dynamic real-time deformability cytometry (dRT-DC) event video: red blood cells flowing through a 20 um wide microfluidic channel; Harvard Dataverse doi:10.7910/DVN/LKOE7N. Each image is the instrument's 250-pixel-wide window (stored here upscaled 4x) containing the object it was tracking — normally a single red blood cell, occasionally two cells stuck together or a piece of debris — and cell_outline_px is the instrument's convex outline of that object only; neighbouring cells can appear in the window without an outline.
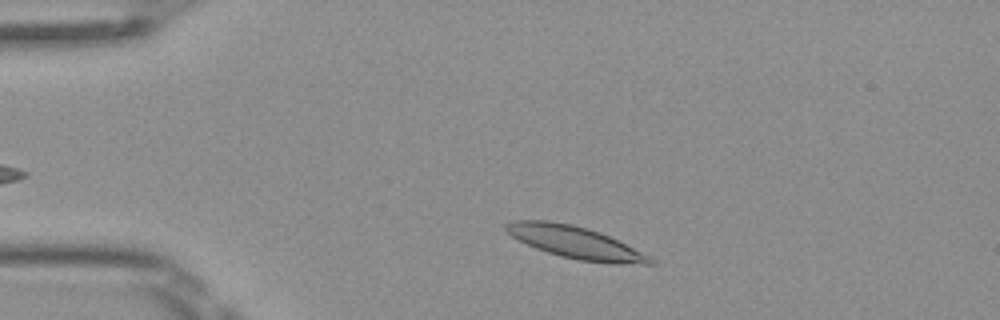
{"species": "Egyptian fruit bat (a non-hibernating species)", "species_latin": "Rousettus aegyptiacus", "temperature_condition": "room temperature", "stored_images_in_passage": 38, "camera_frame_rate_fps": 3000, "um_per_image_px": 0.085, "frame": {"image": 1, "passage_image": 4, "time_ms": 1.0, "image_size_px": [1000, 320], "cell_outline_px": [[656, 264], [612, 264], [580, 260], [560, 256], [536, 248], [512, 236], [504, 228], [504, 224], [512, 220], [548, 220], [572, 224], [588, 228], [600, 232], [652, 256], [656, 260]], "centroid_in_image_um": [48.96, 20.6], "position_along_channel_um": 36.0, "area_um2": 27.11}}
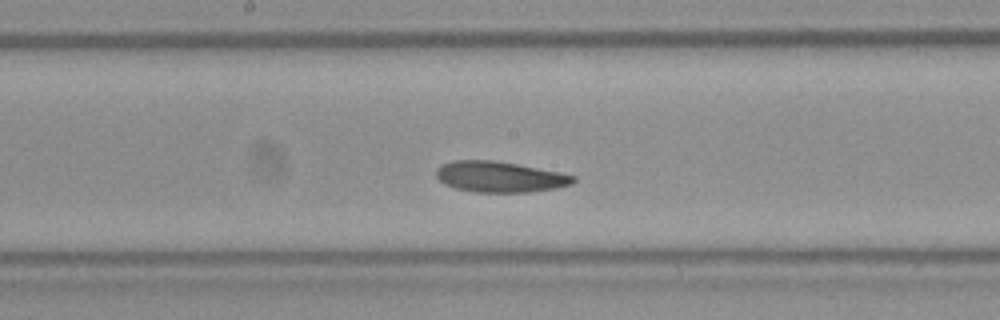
{"frame": {"image": 2, "passage_image": 20, "time_ms": 6.333, "image_size_px": [1000, 320], "cell_outline_px": [[576, 180], [572, 184], [556, 188], [528, 192], [476, 192], [456, 188], [444, 184], [436, 176], [436, 168], [440, 164], [452, 160], [492, 160], [516, 164], [560, 172], [576, 176]], "centroid_in_image_um": [42.46, 15.02], "position_along_channel_um": 205.7, "area_um2": 24.62}}
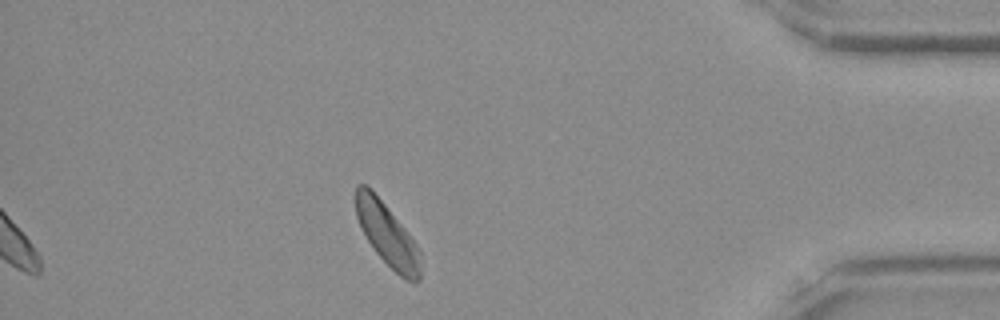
{"frame": {"image": 3, "passage_image": 38, "time_ms": 12.333, "image_size_px": [1000, 320], "cell_outline_px": [[420, 280], [416, 284], [412, 284], [404, 280], [376, 252], [360, 228], [356, 216], [356, 184], [364, 184], [384, 204], [416, 244], [420, 252]], "centroid_in_image_um": [32.93, 20.01], "position_along_channel_um": 402.3, "area_um2": 23.0}, "authors_computed_cell_mechanics": {"area_um2": 24.6228, "velocity_mm_per_s": 3.9631, "shape_relaxation_time_tau1_ms": 6.081, "shape_relaxation_time_tau2_ms": 3.1712, "deformation_change_tau1": 0.1248, "deformation_change_tau2": 0.096}}